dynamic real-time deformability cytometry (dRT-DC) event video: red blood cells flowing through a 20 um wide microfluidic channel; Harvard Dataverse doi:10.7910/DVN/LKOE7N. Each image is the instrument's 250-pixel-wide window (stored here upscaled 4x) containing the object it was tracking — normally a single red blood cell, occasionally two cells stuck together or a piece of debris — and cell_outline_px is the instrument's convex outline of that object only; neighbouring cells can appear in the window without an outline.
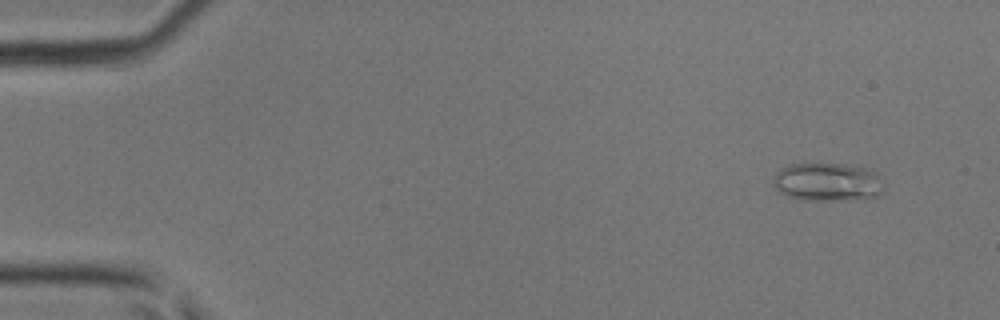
{"species": "common noctule bat (a hibernating species)", "species_latin": "Nyctalus noctula", "temperature_condition": "room temperature", "stored_images_in_passage": 44, "camera_frame_rate_fps": 3000, "um_per_image_px": 0.085, "animal": {"sex": "male", "body_mass_g": 17.9, "forearm_length_mm": 54.2}, "frame": {"image": 1, "passage_image": 4, "time_ms": 1.0, "image_size_px": [1000, 320], "cell_outline_px": [[884, 180], [880, 196], [832, 200], [800, 200], [788, 196], [780, 192], [772, 184], [772, 180], [776, 172], [780, 168], [792, 164], [844, 164], [872, 168]], "centroid_in_image_um": [70.35, 15.45], "position_along_channel_um": 14.7, "area_um2": 24.91}}
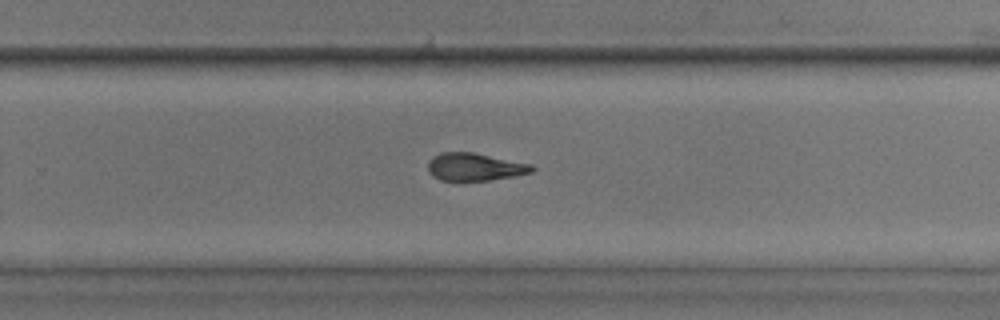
{"frame": {"image": 2, "passage_image": 29, "time_ms": 9.333, "image_size_px": [1000, 320], "cell_outline_px": [[536, 168], [532, 172], [516, 176], [488, 180], [440, 180], [432, 176], [428, 172], [428, 160], [432, 156], [440, 152], [472, 152], [532, 164]], "centroid_in_image_um": [40.34, 14.18], "position_along_channel_um": 289.5, "area_um2": 16.88}}
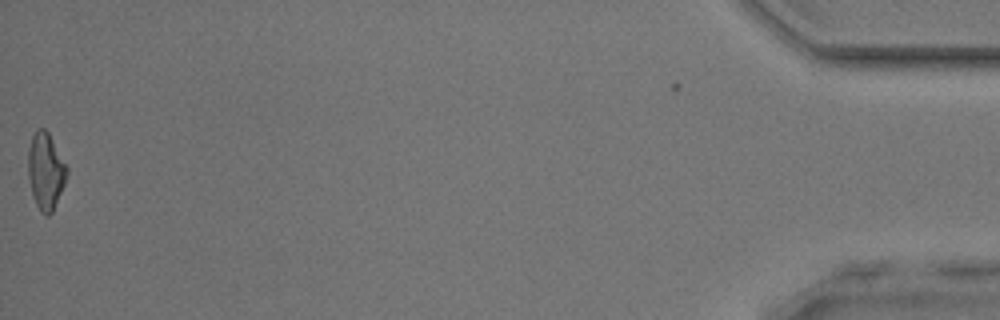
{"frame": {"image": 3, "passage_image": 44, "time_ms": 14.333, "image_size_px": [1000, 320], "cell_outline_px": [[68, 172], [64, 184], [52, 212], [48, 216], [44, 216], [40, 212], [36, 204], [32, 192], [28, 176], [28, 148], [32, 136], [36, 128], [44, 128], [48, 132], [68, 168]], "centroid_in_image_um": [3.87, 14.53], "position_along_channel_um": 431.3, "area_um2": 17.22}}